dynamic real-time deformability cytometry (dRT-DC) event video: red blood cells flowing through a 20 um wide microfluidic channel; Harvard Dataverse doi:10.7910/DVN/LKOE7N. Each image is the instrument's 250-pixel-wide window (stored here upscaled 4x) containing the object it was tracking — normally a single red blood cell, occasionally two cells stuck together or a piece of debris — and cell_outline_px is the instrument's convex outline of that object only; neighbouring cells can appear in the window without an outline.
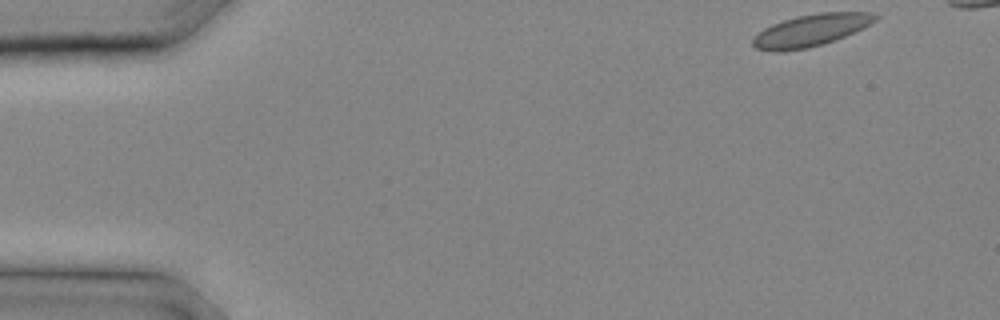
{"species": "common noctule bat (a hibernating species)", "species_latin": "Nyctalus noctula", "temperature_condition": "cold", "stored_images_in_passage": 4, "camera_frame_rate_fps": 3000, "um_per_image_px": 0.085, "animal": {"sex": "male", "body_mass_g": 20.4}, "frame": {"image": 1, "passage_image": 1, "time_ms": 0.0, "image_size_px": [1000, 320], "cell_outline_px": [[880, 16], [876, 20], [836, 40], [824, 44], [808, 48], [780, 52], [772, 52], [756, 48], [752, 44], [752, 40], [764, 28], [772, 24], [784, 20], [800, 16], [820, 12], [872, 12]], "centroid_in_image_um": [68.91, 2.59], "position_along_channel_um": 16.1, "area_um2": 22.6}}